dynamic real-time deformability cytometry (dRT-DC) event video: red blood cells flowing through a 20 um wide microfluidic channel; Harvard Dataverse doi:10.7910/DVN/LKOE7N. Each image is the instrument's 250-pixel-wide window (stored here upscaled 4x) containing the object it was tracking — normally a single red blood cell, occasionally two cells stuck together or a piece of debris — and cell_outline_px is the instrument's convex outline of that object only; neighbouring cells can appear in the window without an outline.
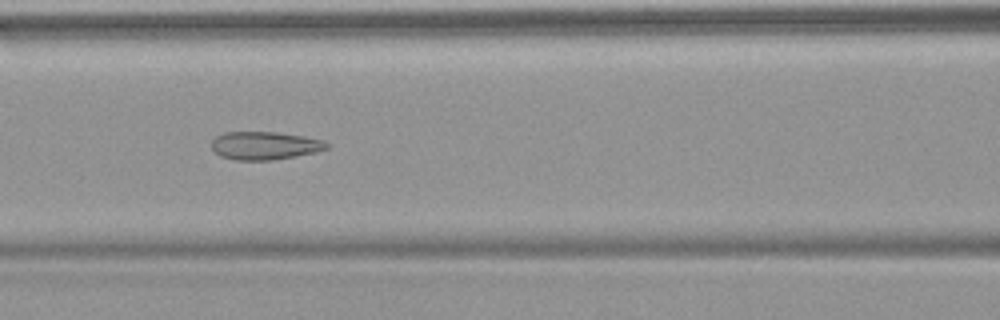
{"species": "common noctule bat (a hibernating species)", "species_latin": "Nyctalus noctula", "temperature_condition": "warm", "stored_images_in_passage": 52, "camera_frame_rate_fps": 3000, "um_per_image_px": 0.085, "animal": {"sex": "female", "body_mass_g": 18.4}, "frame": {"image": 1, "passage_image": 23, "time_ms": 7.333, "image_size_px": [1000, 320], "cell_outline_px": [[328, 148], [316, 152], [296, 156], [272, 160], [236, 160], [220, 156], [212, 148], [212, 140], [216, 136], [224, 132], [276, 132], [304, 136], [324, 140], [328, 144]], "centroid_in_image_um": [22.51, 12.37], "position_along_channel_um": 144.1, "area_um2": 18.84}}
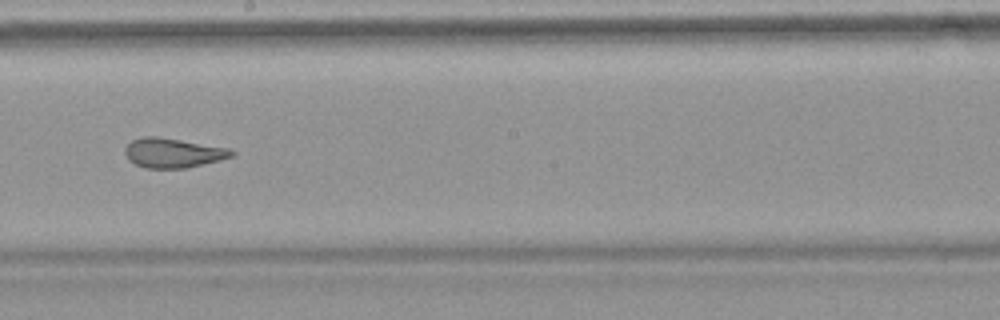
{"frame": {"image": 2, "passage_image": 30, "time_ms": 9.667, "image_size_px": [1000, 320], "cell_outline_px": [[236, 156], [220, 160], [184, 168], [144, 168], [128, 160], [124, 152], [124, 148], [132, 140], [144, 136], [160, 136], [228, 148], [236, 152]], "centroid_in_image_um": [14.7, 12.99], "position_along_channel_um": 233.5, "area_um2": 18.5}}
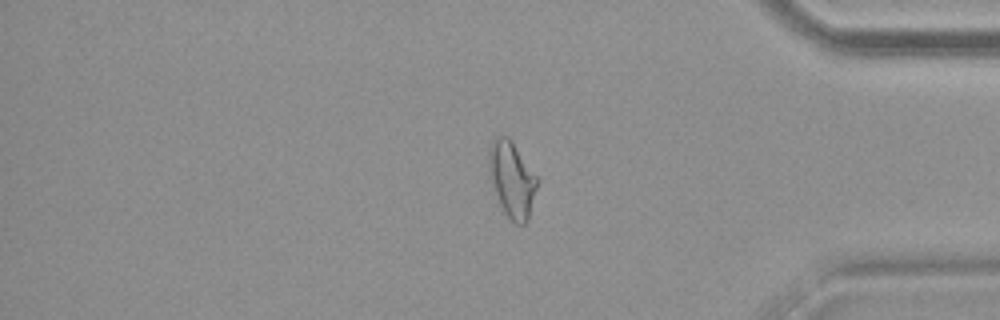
{"frame": {"image": 3, "passage_image": 44, "time_ms": 14.333, "image_size_px": [1000, 320], "cell_outline_px": [[540, 180], [528, 220], [524, 224], [516, 224], [504, 212], [500, 204], [488, 172], [488, 156], [492, 140], [496, 136], [508, 136], [512, 140]], "centroid_in_image_um": [43.54, 15.23], "position_along_channel_um": 391.7, "area_um2": 21.5}, "authors_computed_cell_mechanics": {"area_um2": 21.8773, "velocity_mm_per_s": 3.8504, "shape_relaxation_time_tau1_ms": null, "shape_relaxation_time_tau2_ms": 1.4949, "deformation_change_tau1": null, "deformation_change_tau2": 0.0872}}